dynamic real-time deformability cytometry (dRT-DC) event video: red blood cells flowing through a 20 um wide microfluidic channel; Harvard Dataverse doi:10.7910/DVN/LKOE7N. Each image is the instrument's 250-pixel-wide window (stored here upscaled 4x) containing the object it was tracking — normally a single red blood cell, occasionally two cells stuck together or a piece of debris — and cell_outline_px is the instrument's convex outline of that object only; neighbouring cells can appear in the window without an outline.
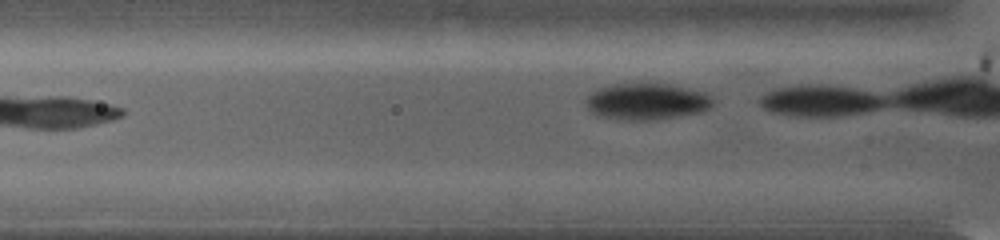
{"species": "common noctule bat (a hibernating species)", "species_latin": "Nyctalus noctula", "temperature_condition": "warm", "stored_images_in_passage": 9, "camera_frame_rate_fps": 5000, "um_per_image_px": 0.085, "animal": {"sex": "female", "body_mass_g": 19.0, "forearm_length_mm": 53.3}, "frame": {"image": 1, "passage_image": 3, "time_ms": 0.4, "image_size_px": [1000, 240], "cell_outline_px": [[712, 104], [704, 112], [656, 120], [628, 120], [596, 116], [588, 108], [588, 96], [592, 92], [600, 88], [616, 84], [672, 84], [704, 92], [712, 96]], "centroid_in_image_um": [55.02, 8.64], "position_along_channel_um": 70.8, "area_um2": 26.88}}